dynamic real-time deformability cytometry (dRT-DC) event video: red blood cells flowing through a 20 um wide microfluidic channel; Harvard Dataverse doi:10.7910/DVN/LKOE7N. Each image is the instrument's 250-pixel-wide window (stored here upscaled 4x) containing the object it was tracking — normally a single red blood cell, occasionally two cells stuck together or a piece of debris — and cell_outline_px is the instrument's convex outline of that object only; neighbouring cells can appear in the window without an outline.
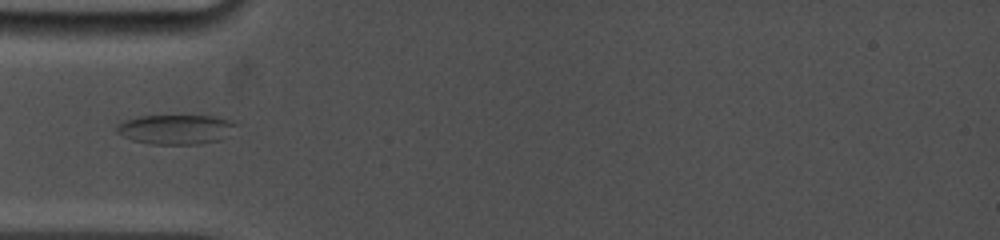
{"species": "common noctule bat (a hibernating species)", "species_latin": "Nyctalus noctula", "temperature_condition": "cold", "stored_images_in_passage": 27, "camera_frame_rate_fps": 5000, "um_per_image_px": 0.085, "animal": {"sex": "female", "body_mass_g": 19.0, "forearm_length_mm": 53.3}, "frame": {"image": 1, "passage_image": 3, "time_ms": 1.0, "image_size_px": [1000, 240], "cell_outline_px": [[236, 124], [220, 140], [200, 144], [152, 144], [132, 140], [116, 132], [116, 128], [120, 124], [128, 120], [140, 116], [212, 116], [228, 120]], "centroid_in_image_um": [14.9, 11.0], "position_along_channel_um": 70.1, "area_um2": 20.0}}
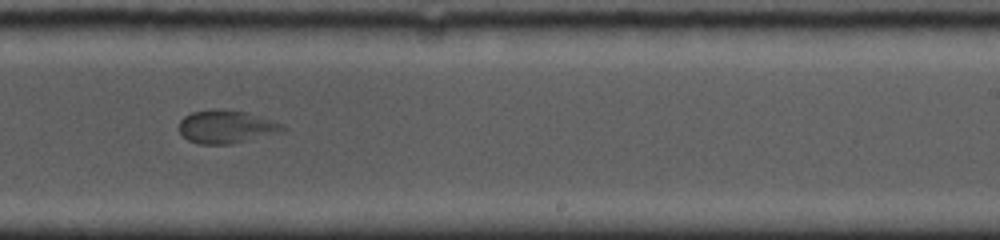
{"frame": {"image": 2, "passage_image": 15, "time_ms": 6.2, "image_size_px": [1000, 240], "cell_outline_px": [[288, 128], [284, 132], [232, 144], [200, 144], [188, 140], [180, 132], [180, 120], [184, 116], [192, 112], [244, 112], [276, 120], [284, 124]], "centroid_in_image_um": [19.34, 10.83], "position_along_channel_um": 269.7, "area_um2": 19.48}}
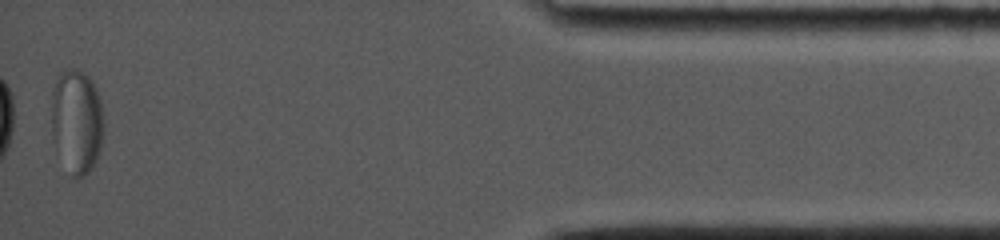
{"frame": {"image": 3, "passage_image": 27, "time_ms": 11.8, "image_size_px": [1000, 240], "cell_outline_px": [[104, 128], [100, 148], [96, 160], [92, 168], [88, 172], [80, 176], [72, 176], [56, 148], [52, 132], [52, 88], [60, 72], [72, 68], [76, 68], [88, 76], [92, 80], [96, 88], [100, 100], [104, 124]], "centroid_in_image_um": [6.53, 10.26], "position_along_channel_um": 428.7, "area_um2": 31.56}}